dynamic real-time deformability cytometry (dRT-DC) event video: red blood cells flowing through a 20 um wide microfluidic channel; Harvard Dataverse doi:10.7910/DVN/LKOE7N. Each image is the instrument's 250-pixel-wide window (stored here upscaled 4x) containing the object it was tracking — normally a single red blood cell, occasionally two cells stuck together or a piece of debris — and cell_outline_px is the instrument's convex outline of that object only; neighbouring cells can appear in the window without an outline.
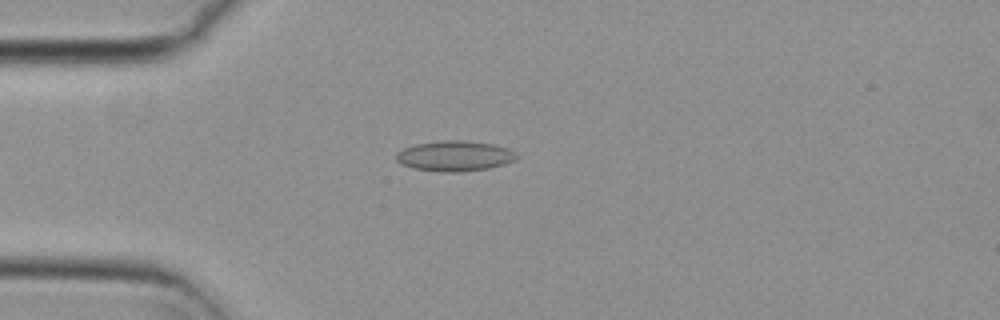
{"species": "common noctule bat (a hibernating species)", "species_latin": "Nyctalus noctula", "temperature_condition": "cold", "stored_images_in_passage": 56, "camera_frame_rate_fps": 3000, "um_per_image_px": 0.085, "animal": {"sex": "female", "body_mass_g": 29.2, "forearm_length_mm": 56.3}, "frame": {"image": 1, "passage_image": 15, "time_ms": 4.667, "image_size_px": [1000, 320], "cell_outline_px": [[516, 160], [504, 164], [488, 168], [460, 172], [440, 172], [412, 168], [400, 164], [396, 160], [396, 152], [404, 148], [416, 144], [444, 140], [460, 140], [492, 144], [508, 148], [516, 152]], "centroid_in_image_um": [38.63, 13.26], "position_along_channel_um": 46.4, "area_um2": 21.33}}
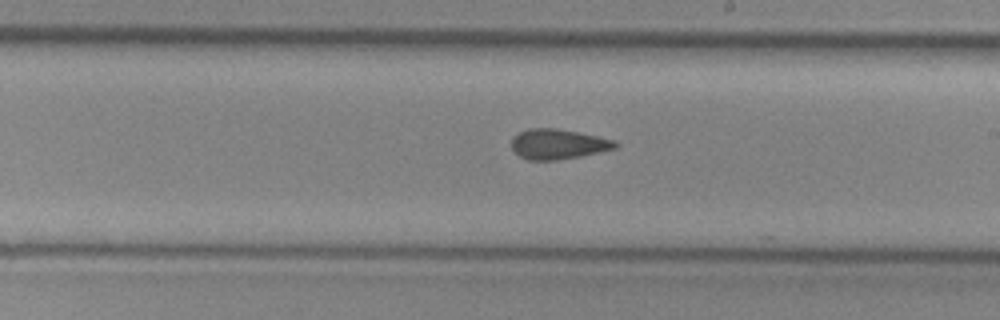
{"frame": {"image": 2, "passage_image": 32, "time_ms": 10.333, "image_size_px": [1000, 320], "cell_outline_px": [[620, 144], [616, 148], [580, 156], [556, 160], [528, 160], [520, 156], [512, 148], [512, 136], [528, 128], [556, 128], [616, 140]], "centroid_in_image_um": [47.43, 12.24], "position_along_channel_um": 241.6, "area_um2": 18.09}}
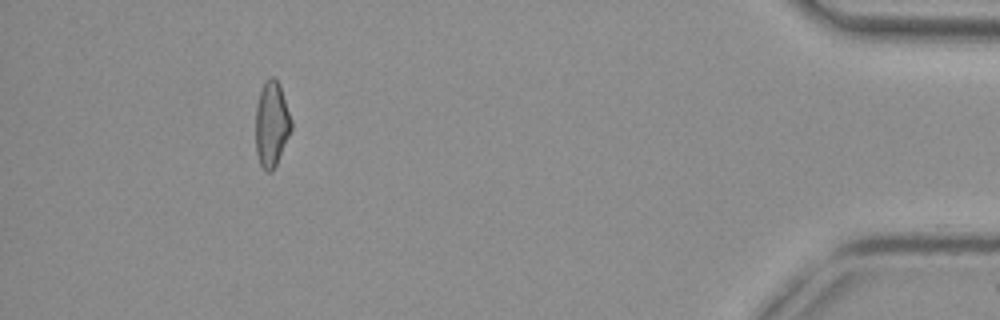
{"frame": {"image": 3, "passage_image": 51, "time_ms": 16.667, "image_size_px": [1000, 320], "cell_outline_px": [[292, 128], [276, 164], [272, 172], [268, 172], [260, 164], [256, 152], [256, 104], [260, 92], [264, 84], [272, 76], [280, 84], [292, 120]], "centroid_in_image_um": [23.09, 10.55], "position_along_channel_um": 412.1, "area_um2": 17.51}, "authors_computed_cell_mechanics": {"area_um2": 18.4093, "velocity_mm_per_s": 3.7233, "shape_relaxation_time_tau1_ms": null, "shape_relaxation_time_tau2_ms": 3.5044, "deformation_change_tau1": null, "deformation_change_tau2": 0.1047}}